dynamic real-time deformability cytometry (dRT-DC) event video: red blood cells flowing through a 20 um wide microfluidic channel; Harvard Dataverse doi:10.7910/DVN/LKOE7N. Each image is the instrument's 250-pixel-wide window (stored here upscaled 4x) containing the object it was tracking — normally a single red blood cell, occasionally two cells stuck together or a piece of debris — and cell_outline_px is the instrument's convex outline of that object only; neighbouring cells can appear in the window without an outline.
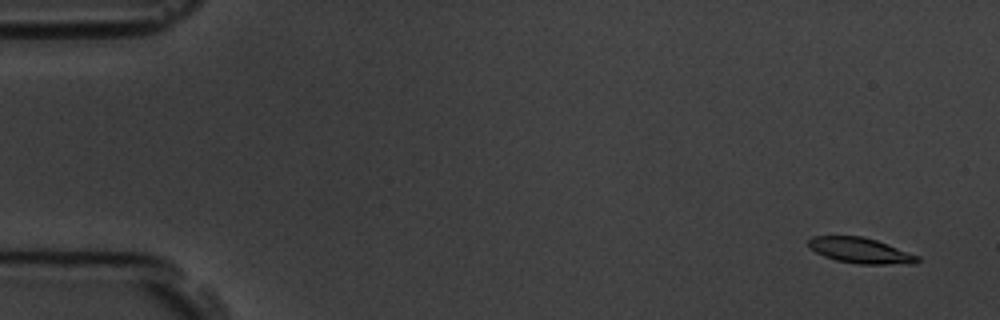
{"species": "common noctule bat (a hibernating species)", "species_latin": "Nyctalus noctula", "temperature_condition": "room temperature", "stored_images_in_passage": 6, "camera_frame_rate_fps": 3000, "um_per_image_px": 0.085, "animal": {"sex": "male", "body_mass_g": 19.5, "forearm_length_mm": 54.6}, "frame": {"image": 1, "passage_image": 1, "time_ms": 0.0, "image_size_px": [1000, 320], "cell_outline_px": [[920, 260], [916, 264], [860, 264], [836, 260], [824, 256], [816, 252], [808, 244], [808, 240], [812, 236], [860, 236], [876, 240], [920, 256]], "centroid_in_image_um": [73.17, 21.3], "position_along_channel_um": 11.8, "area_um2": 16.13}}
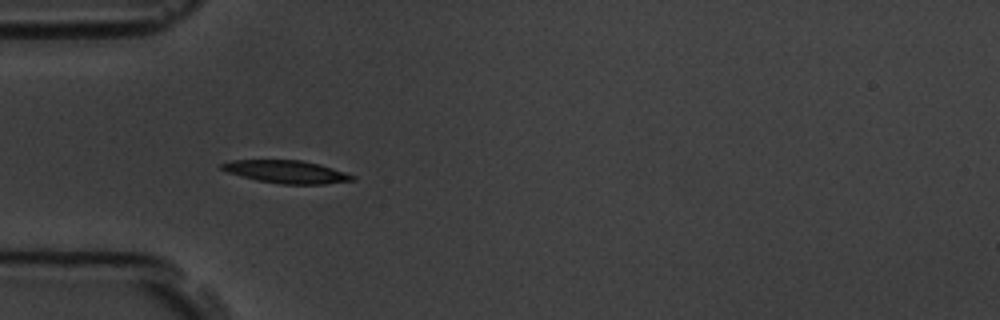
{"frame": {"image": 2, "passage_image": 5, "time_ms": 4.667, "image_size_px": [1000, 320], "cell_outline_px": [[356, 180], [324, 184], [280, 184], [256, 180], [228, 172], [220, 168], [220, 164], [232, 160], [300, 160], [320, 164], [356, 176]], "centroid_in_image_um": [24.36, 14.6], "position_along_channel_um": 60.6, "area_um2": 17.28}}
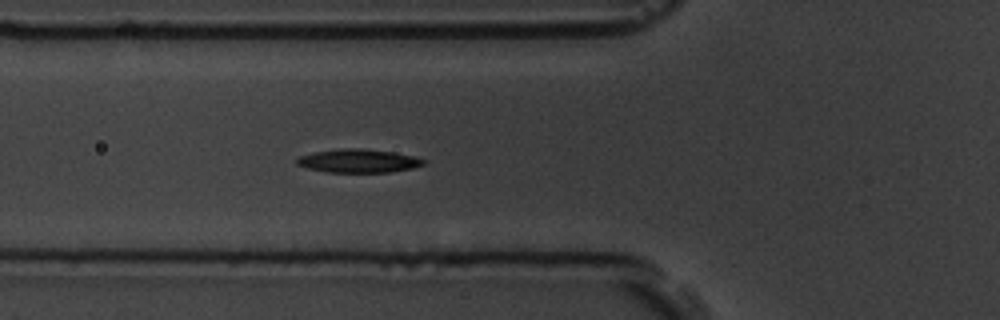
{"frame": {"image": 3, "passage_image": 6, "time_ms": 5.667, "image_size_px": [1000, 320], "cell_outline_px": [[428, 160], [424, 164], [412, 168], [392, 172], [328, 172], [308, 168], [296, 164], [296, 160], [300, 156], [316, 152], [340, 148], [360, 148], [392, 152], [416, 156]], "centroid_in_image_um": [30.51, 13.67], "position_along_channel_um": 95.3, "area_um2": 17.28}}